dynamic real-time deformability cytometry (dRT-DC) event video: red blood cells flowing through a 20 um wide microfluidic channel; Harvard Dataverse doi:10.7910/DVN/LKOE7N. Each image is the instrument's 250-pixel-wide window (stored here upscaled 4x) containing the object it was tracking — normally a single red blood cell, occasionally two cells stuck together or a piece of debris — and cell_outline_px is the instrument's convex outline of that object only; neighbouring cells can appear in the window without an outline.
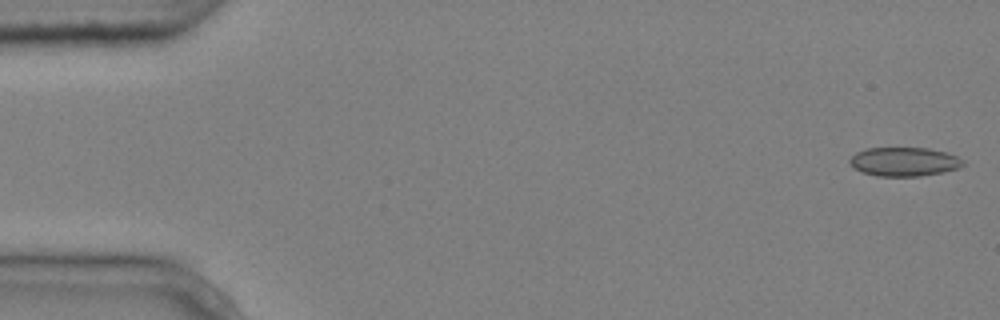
{"species": "common noctule bat (a hibernating species)", "species_latin": "Nyctalus noctula", "temperature_condition": "cold", "stored_images_in_passage": 5, "camera_frame_rate_fps": 3000, "um_per_image_px": 0.085, "animal": {"sex": "male", "body_mass_g": 20.4}, "frame": {"image": 1, "passage_image": 1, "time_ms": 0.0, "image_size_px": [1000, 320], "cell_outline_px": [[964, 164], [956, 168], [944, 172], [920, 176], [876, 176], [860, 172], [848, 164], [848, 160], [856, 152], [868, 148], [928, 148], [944, 152], [956, 156], [964, 160]], "centroid_in_image_um": [76.8, 13.75], "position_along_channel_um": 8.2, "area_um2": 19.13}}
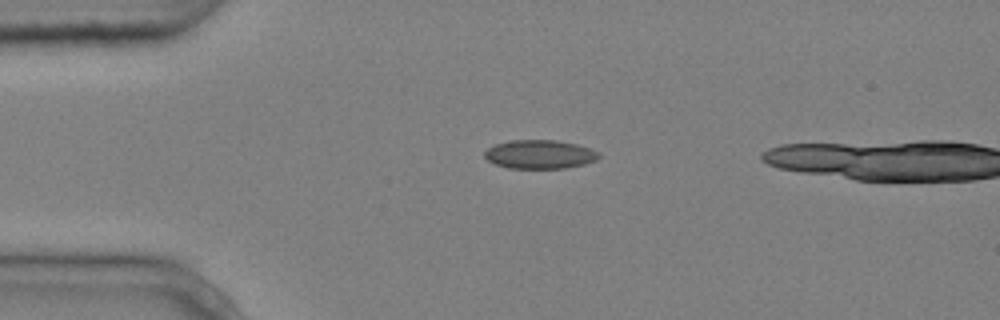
{"frame": {"image": 2, "passage_image": 4, "time_ms": 1.0, "image_size_px": [1000, 320], "cell_outline_px": [[600, 156], [596, 160], [584, 164], [564, 168], [508, 168], [496, 164], [488, 160], [484, 156], [484, 152], [488, 148], [496, 144], [512, 140], [556, 140], [576, 144], [600, 152]], "centroid_in_image_um": [45.88, 13.12], "position_along_channel_um": 39.1, "area_um2": 19.02}}